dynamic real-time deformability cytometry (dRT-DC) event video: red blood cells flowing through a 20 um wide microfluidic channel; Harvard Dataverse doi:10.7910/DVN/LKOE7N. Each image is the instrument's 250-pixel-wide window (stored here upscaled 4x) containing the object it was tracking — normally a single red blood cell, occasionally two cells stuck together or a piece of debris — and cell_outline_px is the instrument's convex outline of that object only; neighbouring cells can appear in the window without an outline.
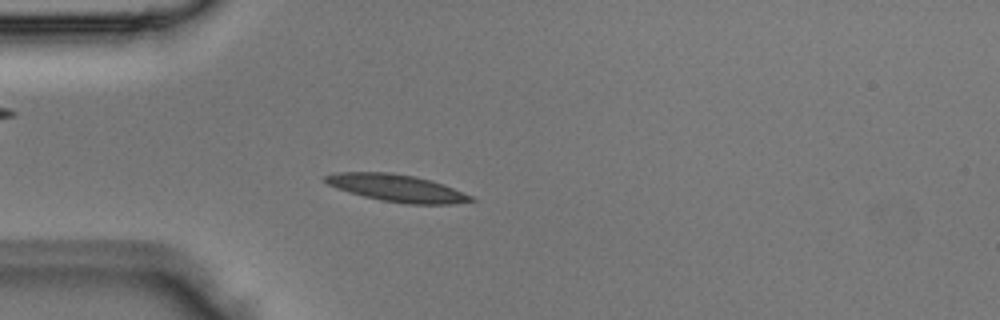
{"species": "Egyptian fruit bat (a non-hibernating species)", "species_latin": "Rousettus aegyptiacus", "temperature_condition": "room temperature", "stored_images_in_passage": 2, "camera_frame_rate_fps": 3000, "um_per_image_px": 0.085, "animal": {"sex": "male"}, "frame": {"image": 1, "passage_image": 2, "time_ms": 0.333, "image_size_px": [1000, 320], "cell_outline_px": [[476, 200], [452, 204], [408, 204], [384, 200], [364, 196], [348, 192], [336, 188], [328, 184], [324, 180], [324, 176], [336, 172], [392, 172], [416, 176], [432, 180], [472, 196]], "centroid_in_image_um": [33.72, 15.97], "position_along_channel_um": 51.3, "area_um2": 22.95}}